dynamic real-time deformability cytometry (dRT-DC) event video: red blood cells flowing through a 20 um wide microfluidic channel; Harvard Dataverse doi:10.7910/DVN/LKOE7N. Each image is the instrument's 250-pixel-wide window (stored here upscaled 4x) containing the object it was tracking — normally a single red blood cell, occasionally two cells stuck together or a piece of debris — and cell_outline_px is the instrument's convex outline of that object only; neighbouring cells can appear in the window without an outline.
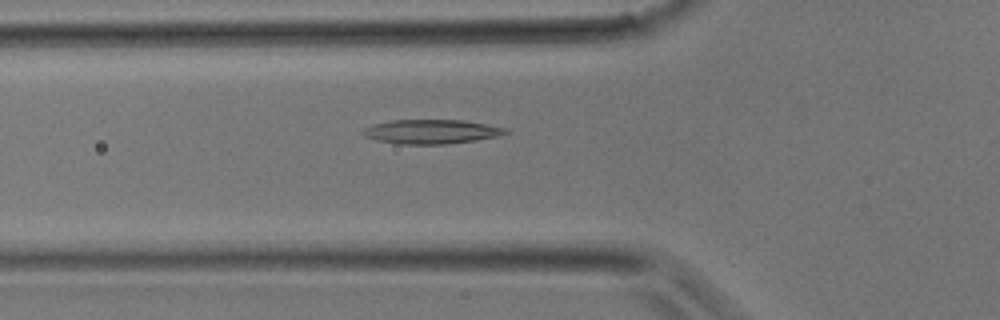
{"species": "common noctule bat (a hibernating species)", "species_latin": "Nyctalus noctula", "temperature_condition": "room temperature", "stored_images_in_passage": 17, "camera_frame_rate_fps": 3000, "um_per_image_px": 0.085, "animal": {"sex": "male", "body_mass_g": 17.9}, "frame": {"image": 1, "passage_image": 3, "time_ms": 0.667, "image_size_px": [1000, 320], "cell_outline_px": [[508, 132], [500, 136], [476, 140], [444, 144], [396, 144], [376, 140], [364, 136], [360, 132], [364, 128], [372, 124], [392, 120], [464, 120], [504, 128]], "centroid_in_image_um": [36.59, 11.19], "position_along_channel_um": 89.2, "area_um2": 20.11}}
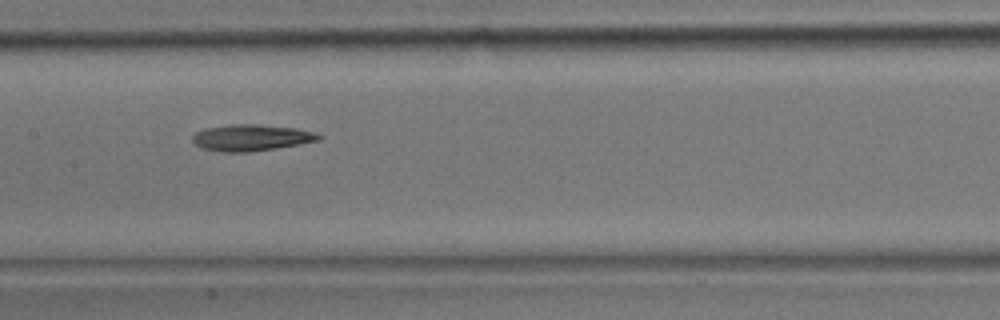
{"frame": {"image": 2, "passage_image": 8, "time_ms": 2.333, "image_size_px": [1000, 320], "cell_outline_px": [[324, 136], [320, 140], [300, 144], [276, 148], [248, 152], [220, 152], [200, 148], [192, 140], [192, 136], [196, 132], [204, 128], [228, 124], [256, 124], [296, 128], [316, 132]], "centroid_in_image_um": [21.36, 11.7], "position_along_channel_um": 186.0, "area_um2": 19.65}}
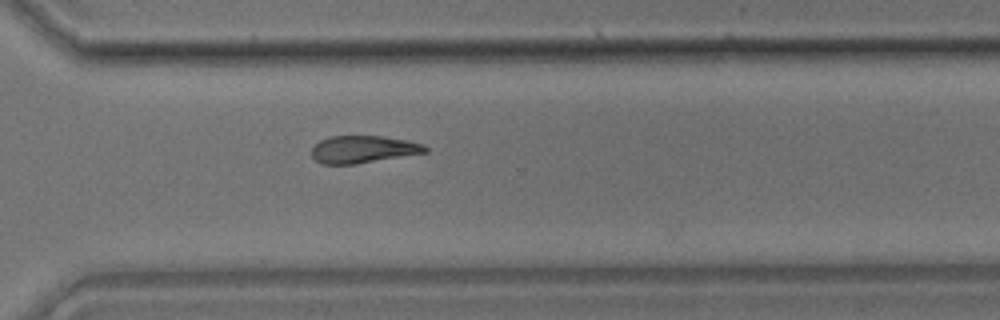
{"frame": {"image": 3, "passage_image": 16, "time_ms": 5.0, "image_size_px": [1000, 320], "cell_outline_px": [[428, 152], [356, 164], [324, 164], [316, 160], [312, 156], [312, 148], [320, 140], [332, 136], [384, 136], [408, 140], [424, 144], [428, 148]], "centroid_in_image_um": [30.9, 12.69], "position_along_channel_um": 339.7, "area_um2": 18.09}}